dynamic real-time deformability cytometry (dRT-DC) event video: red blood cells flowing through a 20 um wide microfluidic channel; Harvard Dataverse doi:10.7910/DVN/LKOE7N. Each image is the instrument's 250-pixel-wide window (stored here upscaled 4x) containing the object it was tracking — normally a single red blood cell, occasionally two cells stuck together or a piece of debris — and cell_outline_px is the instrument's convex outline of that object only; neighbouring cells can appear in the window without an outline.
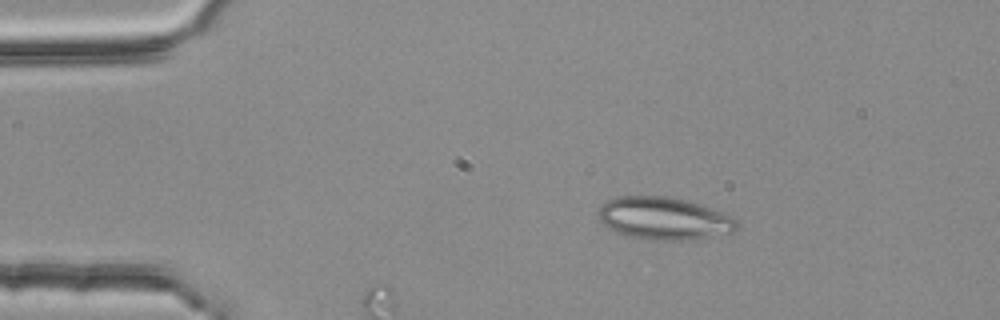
{"species": "common noctule bat (a hibernating species)", "species_latin": "Nyctalus noctula", "temperature_condition": "room temperature", "stored_images_in_passage": 7, "camera_frame_rate_fps": 3000, "um_per_image_px": 0.085, "animal": {"sex": "female", "body_mass_g": 25.1}, "frame": {"image": 1, "passage_image": 1, "time_ms": 0.0, "image_size_px": [1000, 320], "cell_outline_px": [[740, 224], [732, 232], [692, 240], [648, 240], [628, 236], [616, 232], [608, 228], [600, 220], [600, 208], [608, 200], [620, 196], [668, 196], [684, 200], [712, 208], [724, 212], [732, 216]], "centroid_in_image_um": [56.47, 18.58], "position_along_channel_um": 28.5, "area_um2": 34.22}}